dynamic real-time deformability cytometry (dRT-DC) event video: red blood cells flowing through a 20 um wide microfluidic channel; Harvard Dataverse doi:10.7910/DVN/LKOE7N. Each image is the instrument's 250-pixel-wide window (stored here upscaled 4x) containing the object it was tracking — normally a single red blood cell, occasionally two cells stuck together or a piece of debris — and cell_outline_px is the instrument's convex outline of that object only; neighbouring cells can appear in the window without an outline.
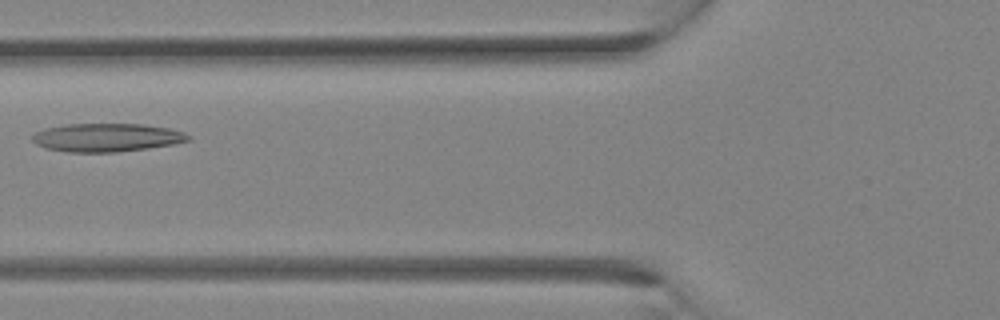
{"species": "Egyptian fruit bat (a non-hibernating species)", "species_latin": "Rousettus aegyptiacus", "temperature_condition": "room temperature", "stored_images_in_passage": 18, "camera_frame_rate_fps": 3000, "um_per_image_px": 0.085, "animal": {"sex": "female"}, "frame": {"image": 1, "passage_image": 7, "time_ms": 2.0, "image_size_px": [1000, 320], "cell_outline_px": [[192, 140], [172, 144], [148, 148], [116, 152], [68, 152], [44, 148], [36, 144], [32, 140], [32, 136], [36, 132], [44, 128], [64, 124], [144, 124], [168, 128], [184, 132], [192, 136]], "centroid_in_image_um": [9.07, 11.68], "position_along_channel_um": 116.7, "area_um2": 25.89}}
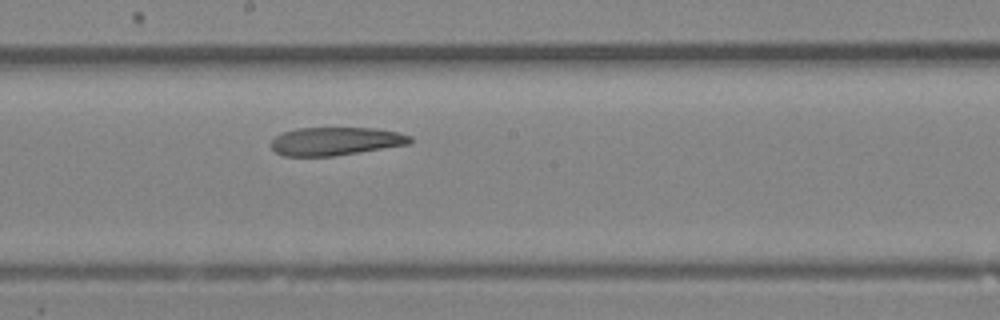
{"frame": {"image": 2, "passage_image": 12, "time_ms": 3.667, "image_size_px": [1000, 320], "cell_outline_px": [[412, 140], [408, 144], [332, 156], [284, 156], [276, 152], [272, 148], [272, 140], [280, 132], [296, 128], [376, 128], [396, 132], [412, 136]], "centroid_in_image_um": [28.49, 11.99], "position_along_channel_um": 219.7, "area_um2": 22.66}}
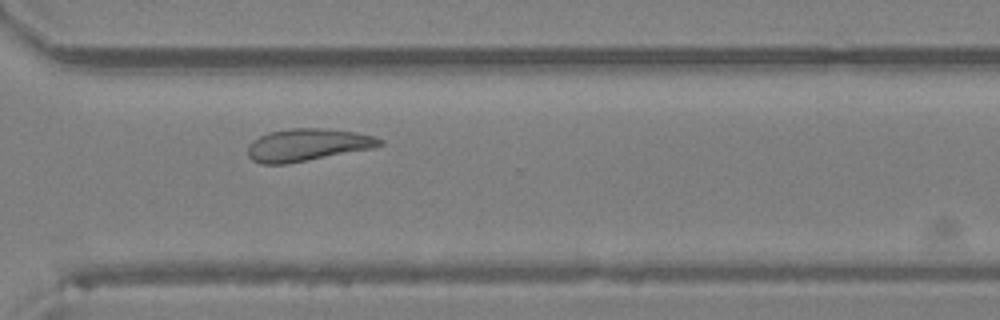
{"frame": {"image": 3, "passage_image": 18, "time_ms": 5.667, "image_size_px": [1000, 320], "cell_outline_px": [[384, 144], [372, 148], [288, 164], [260, 164], [252, 160], [248, 156], [248, 144], [252, 140], [268, 132], [292, 128], [324, 128], [352, 132], [372, 136], [384, 140]], "centroid_in_image_um": [26.09, 12.32], "position_along_channel_um": 344.5, "area_um2": 24.85}}